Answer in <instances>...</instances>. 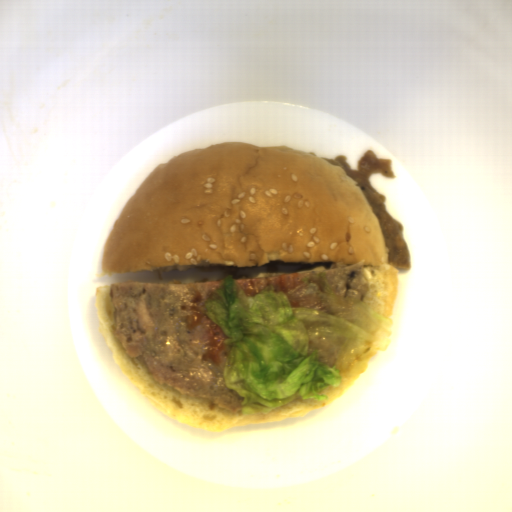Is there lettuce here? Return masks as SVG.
<instances>
[{"label": "lettuce", "mask_w": 512, "mask_h": 512, "mask_svg": "<svg viewBox=\"0 0 512 512\" xmlns=\"http://www.w3.org/2000/svg\"><path fill=\"white\" fill-rule=\"evenodd\" d=\"M301 281L286 292L270 284L248 297L228 274L205 301L206 317L227 337L225 385L243 397L242 416L298 397L328 399L327 389L363 374L376 352L388 350L390 317L336 296L325 270Z\"/></svg>", "instance_id": "obj_1"}]
</instances>
